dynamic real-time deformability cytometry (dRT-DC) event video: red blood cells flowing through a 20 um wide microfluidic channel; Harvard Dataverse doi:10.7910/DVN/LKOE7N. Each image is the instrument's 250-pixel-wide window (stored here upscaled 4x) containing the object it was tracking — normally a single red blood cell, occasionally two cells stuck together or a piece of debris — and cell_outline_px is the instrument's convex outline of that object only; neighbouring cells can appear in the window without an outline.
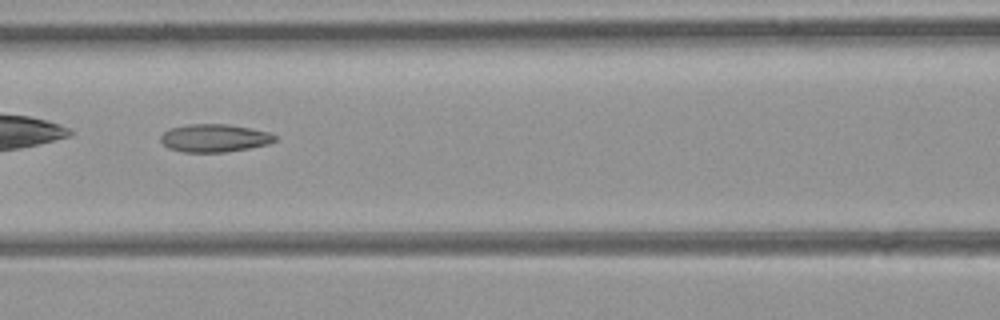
{"species": "common noctule bat (a hibernating species)", "species_latin": "Nyctalus noctula", "temperature_condition": "room temperature", "stored_images_in_passage": 45, "camera_frame_rate_fps": 3000, "um_per_image_px": 0.085, "animal": {"sex": "female", "body_mass_g": 21.9}, "frame": {"image": 1, "passage_image": 20, "time_ms": 6.333, "image_size_px": [1000, 320], "cell_outline_px": [[276, 140], [268, 144], [248, 148], [224, 152], [184, 152], [168, 148], [160, 140], [160, 136], [168, 128], [188, 124], [228, 124], [268, 132], [276, 136]], "centroid_in_image_um": [18.19, 11.73], "position_along_channel_um": 148.4, "area_um2": 18.5}, "authors_computed_cell_mechanics": {"area_um2": 19.4208, "velocity_mm_per_s": 4.4594, "shape_relaxation_time_tau1_ms": null, "shape_relaxation_time_tau2_ms": 3.9739, "deformation_change_tau1": null, "deformation_change_tau2": 0.1351}}